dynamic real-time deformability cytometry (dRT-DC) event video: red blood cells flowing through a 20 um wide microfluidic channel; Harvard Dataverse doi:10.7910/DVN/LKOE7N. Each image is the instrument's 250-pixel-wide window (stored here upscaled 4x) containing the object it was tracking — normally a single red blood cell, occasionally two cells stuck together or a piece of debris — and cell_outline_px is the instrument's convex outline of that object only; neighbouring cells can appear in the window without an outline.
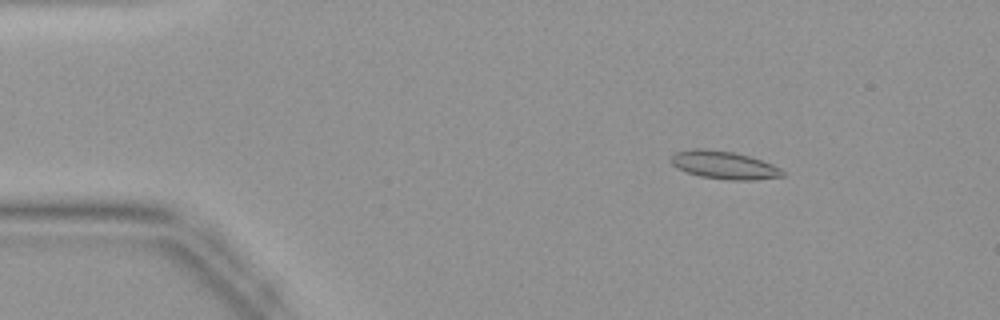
{"species": "common noctule bat (a hibernating species)", "species_latin": "Nyctalus noctula", "temperature_condition": "warm", "stored_images_in_passage": 45, "camera_frame_rate_fps": 3000, "um_per_image_px": 0.085, "animal": {"sex": "female", "body_mass_g": 19.9}, "frame": {"image": 1, "passage_image": 7, "time_ms": 2.0, "image_size_px": [1000, 320], "cell_outline_px": [[784, 176], [752, 180], [732, 180], [700, 176], [688, 172], [672, 164], [668, 160], [676, 152], [692, 148], [704, 148], [736, 152], [772, 164], [780, 168], [784, 172]], "centroid_in_image_um": [61.53, 14.01], "position_along_channel_um": 23.5, "area_um2": 18.03}}
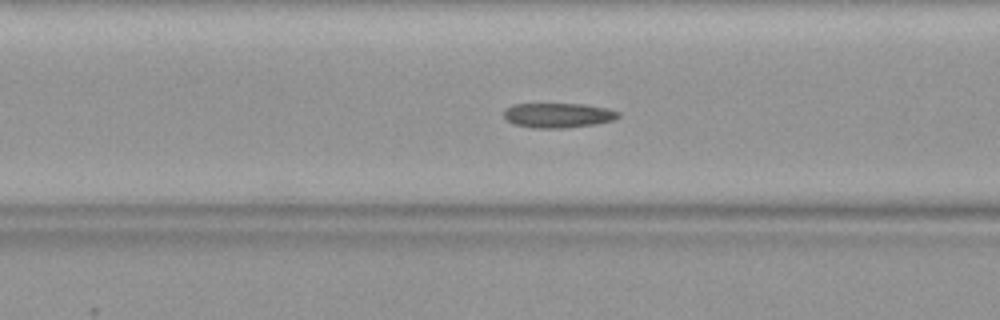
{"frame": {"image": 2, "passage_image": 18, "time_ms": 5.667, "image_size_px": [1000, 320], "cell_outline_px": [[620, 116], [612, 120], [596, 124], [564, 128], [536, 128], [516, 124], [508, 120], [504, 116], [504, 112], [512, 104], [584, 104], [608, 108], [620, 112]], "centroid_in_image_um": [47.49, 9.79], "position_along_channel_um": 119.1, "area_um2": 16.36}}
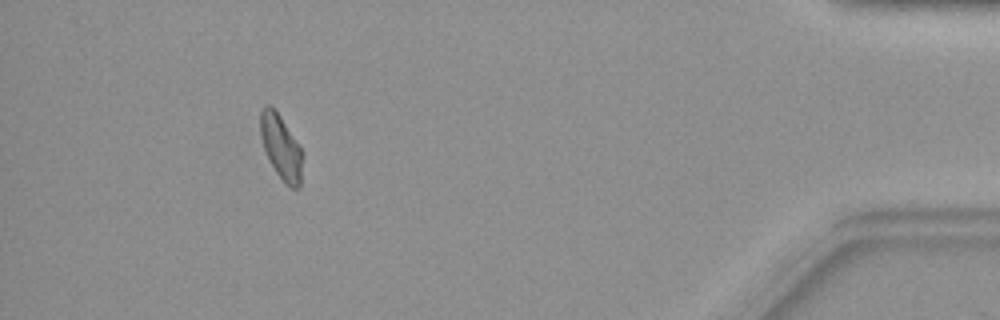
{"frame": {"image": 3, "passage_image": 41, "time_ms": 13.333, "image_size_px": [1000, 320], "cell_outline_px": [[300, 188], [292, 188], [284, 184], [276, 172], [264, 148], [260, 136], [260, 112], [264, 104], [268, 104], [280, 116], [300, 148]], "centroid_in_image_um": [23.83, 12.49], "position_along_channel_um": 411.4, "area_um2": 15.14}}